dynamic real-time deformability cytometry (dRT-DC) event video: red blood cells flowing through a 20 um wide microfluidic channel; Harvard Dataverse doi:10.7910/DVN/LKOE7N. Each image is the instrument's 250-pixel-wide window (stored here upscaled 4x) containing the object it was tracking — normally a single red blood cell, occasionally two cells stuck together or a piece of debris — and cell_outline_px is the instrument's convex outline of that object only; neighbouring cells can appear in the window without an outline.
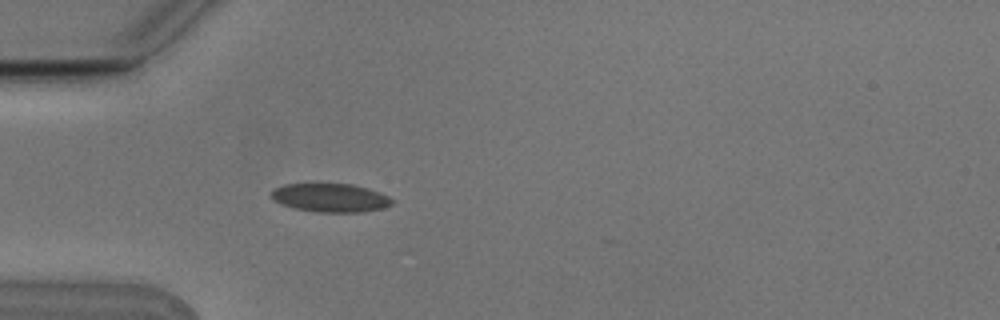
{"species": "Egyptian fruit bat (a non-hibernating species)", "species_latin": "Rousettus aegyptiacus", "temperature_condition": "cold", "stored_images_in_passage": 4, "camera_frame_rate_fps": 3000, "um_per_image_px": 0.085, "animal": {"sex": "male"}, "frame": {"image": 1, "passage_image": 4, "time_ms": 1.0, "image_size_px": [1000, 320], "cell_outline_px": [[392, 204], [384, 208], [364, 212], [316, 212], [296, 208], [280, 204], [272, 200], [268, 196], [276, 188], [284, 184], [352, 184], [388, 196], [392, 200]], "centroid_in_image_um": [28.03, 16.82], "position_along_channel_um": 57.0, "area_um2": 19.94}}